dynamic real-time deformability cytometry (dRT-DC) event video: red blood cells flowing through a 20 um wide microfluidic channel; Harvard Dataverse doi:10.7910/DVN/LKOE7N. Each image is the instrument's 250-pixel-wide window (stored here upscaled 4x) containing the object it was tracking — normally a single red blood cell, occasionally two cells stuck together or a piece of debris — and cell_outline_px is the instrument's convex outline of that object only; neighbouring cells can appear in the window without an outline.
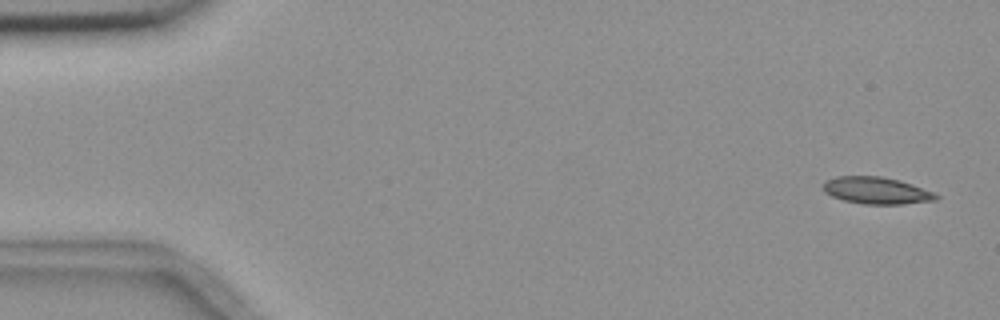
{"species": "common noctule bat (a hibernating species)", "species_latin": "Nyctalus noctula", "temperature_condition": "room temperature", "stored_images_in_passage": 5, "camera_frame_rate_fps": 3000, "um_per_image_px": 0.085, "animal": {"sex": "female", "body_mass_g": 18.4}, "frame": {"image": 1, "passage_image": 1, "time_ms": 0.0, "image_size_px": [1000, 320], "cell_outline_px": [[940, 196], [936, 200], [904, 204], [864, 204], [844, 200], [832, 196], [824, 192], [824, 180], [836, 176], [880, 176], [900, 180], [936, 192]], "centroid_in_image_um": [74.53, 16.19], "position_along_channel_um": 10.5, "area_um2": 17.86}}